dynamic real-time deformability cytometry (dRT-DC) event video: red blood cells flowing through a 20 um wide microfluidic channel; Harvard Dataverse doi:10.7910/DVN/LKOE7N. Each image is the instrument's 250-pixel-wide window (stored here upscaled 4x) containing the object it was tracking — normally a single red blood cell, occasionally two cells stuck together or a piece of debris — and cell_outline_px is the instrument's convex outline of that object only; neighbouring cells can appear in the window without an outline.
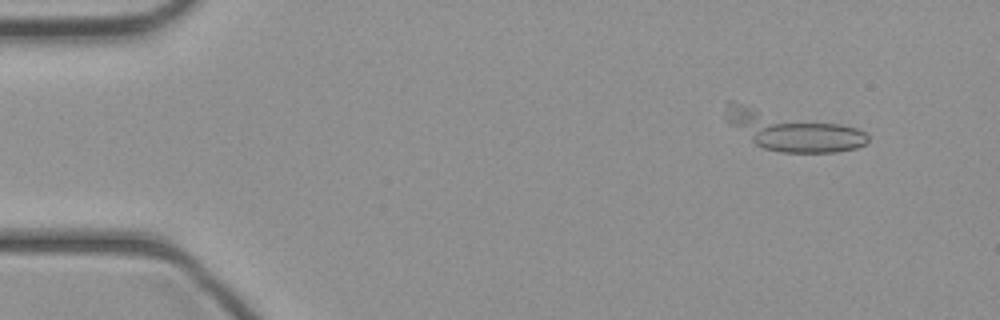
{"species": "common noctule bat (a hibernating species)", "species_latin": "Nyctalus noctula", "temperature_condition": "cold", "stored_images_in_passage": 19, "camera_frame_rate_fps": 3000, "um_per_image_px": 0.085, "animal": {"sex": "female", "body_mass_g": 21.9}, "frame": {"image": 1, "passage_image": 2, "time_ms": 0.333, "image_size_px": [1000, 320], "cell_outline_px": [[868, 144], [856, 148], [836, 152], [780, 152], [764, 148], [756, 144], [724, 120], [724, 116], [728, 100], [732, 100], [840, 124], [856, 128], [864, 132], [868, 136]], "centroid_in_image_um": [67.26, 11.07], "position_along_channel_um": 17.7, "area_um2": 32.77}}
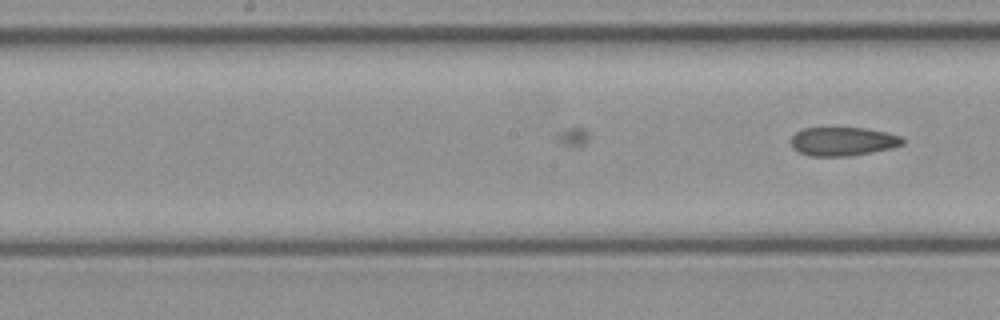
{"frame": {"image": 2, "passage_image": 19, "time_ms": 6.0, "image_size_px": [1000, 320], "cell_outline_px": [[904, 144], [892, 148], [848, 156], [808, 156], [792, 148], [792, 136], [796, 132], [804, 128], [864, 128], [884, 132], [900, 136], [904, 140]], "centroid_in_image_um": [71.63, 12.02], "position_along_channel_um": 176.6, "area_um2": 18.5}}